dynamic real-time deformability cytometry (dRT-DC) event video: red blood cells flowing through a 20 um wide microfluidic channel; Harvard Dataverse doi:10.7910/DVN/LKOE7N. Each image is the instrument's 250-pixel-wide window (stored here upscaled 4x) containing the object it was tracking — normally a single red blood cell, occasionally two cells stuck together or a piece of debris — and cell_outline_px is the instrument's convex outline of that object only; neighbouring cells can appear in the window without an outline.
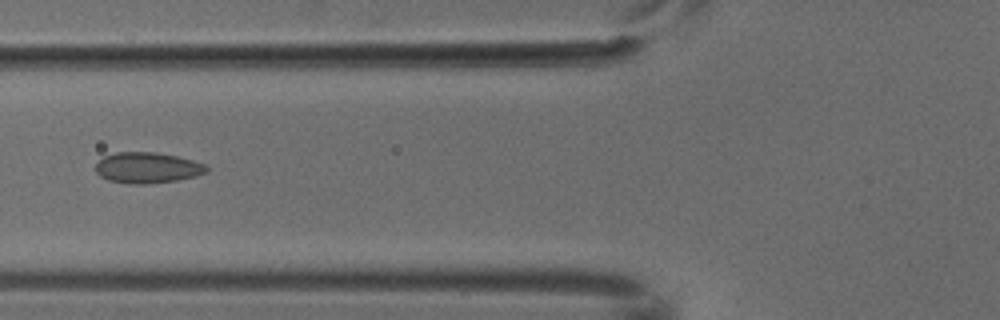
{"species": "common noctule bat (a hibernating species)", "species_latin": "Nyctalus noctula", "temperature_condition": "cold", "stored_images_in_passage": 5, "camera_frame_rate_fps": 3000, "um_per_image_px": 0.085, "animal": {"sex": "male", "body_mass_g": 18.8}, "frame": {"image": 1, "passage_image": 5, "time_ms": 1.333, "image_size_px": [1000, 320], "cell_outline_px": [[208, 172], [196, 176], [176, 180], [144, 184], [132, 184], [108, 180], [100, 176], [96, 172], [96, 164], [104, 156], [116, 152], [156, 152], [176, 156], [192, 160], [204, 164], [208, 168]], "centroid_in_image_um": [12.52, 14.25], "position_along_channel_um": 113.3, "area_um2": 19.83}}